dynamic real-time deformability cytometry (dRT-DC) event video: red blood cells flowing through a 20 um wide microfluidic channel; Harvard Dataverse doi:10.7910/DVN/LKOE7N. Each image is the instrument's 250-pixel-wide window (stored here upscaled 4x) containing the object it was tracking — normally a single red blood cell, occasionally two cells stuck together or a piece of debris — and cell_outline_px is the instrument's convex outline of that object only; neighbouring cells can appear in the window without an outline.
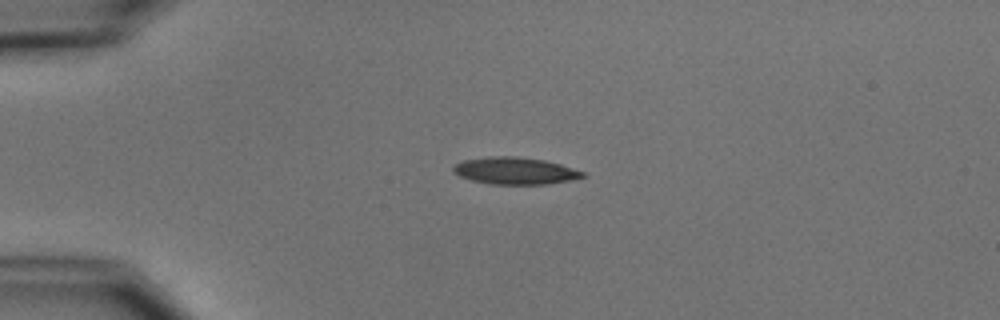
{"species": "common noctule bat (a hibernating species)", "species_latin": "Nyctalus noctula", "temperature_condition": "cold", "stored_images_in_passage": 3, "camera_frame_rate_fps": 3000, "um_per_image_px": 0.085, "animal": {"sex": "male", "body_mass_g": 15.6}, "frame": {"image": 1, "passage_image": 1, "time_ms": 0.0, "image_size_px": [1000, 320], "cell_outline_px": [[588, 176], [548, 184], [492, 184], [472, 180], [460, 176], [452, 172], [452, 168], [456, 164], [464, 160], [488, 156], [516, 156], [544, 160], [560, 164], [584, 172]], "centroid_in_image_um": [43.77, 14.51], "position_along_channel_um": 41.2, "area_um2": 20.29}}